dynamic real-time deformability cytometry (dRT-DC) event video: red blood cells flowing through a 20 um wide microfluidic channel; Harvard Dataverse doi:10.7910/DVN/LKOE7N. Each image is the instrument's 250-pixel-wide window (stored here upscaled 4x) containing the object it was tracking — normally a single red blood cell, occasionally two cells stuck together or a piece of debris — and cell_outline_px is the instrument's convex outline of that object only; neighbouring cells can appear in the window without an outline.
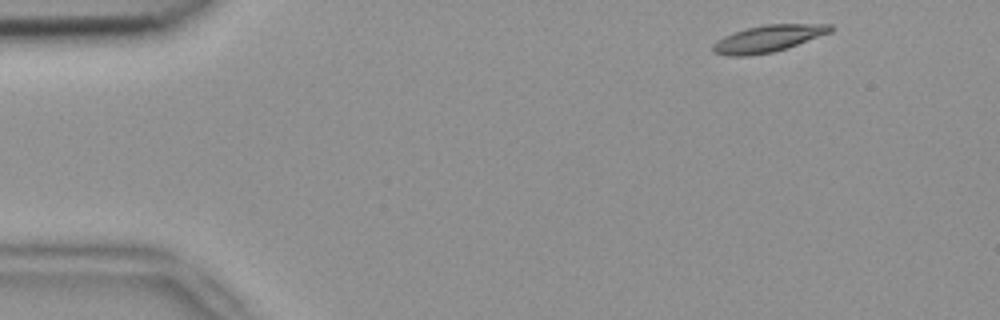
{"species": "common noctule bat (a hibernating species)", "species_latin": "Nyctalus noctula", "temperature_condition": "room temperature", "stored_images_in_passage": 4, "camera_frame_rate_fps": 3000, "um_per_image_px": 0.085, "animal": {"sex": "female", "body_mass_g": 18.4}, "frame": {"image": 1, "passage_image": 1, "time_ms": 0.0, "image_size_px": [1000, 320], "cell_outline_px": [[832, 32], [788, 48], [772, 52], [748, 56], [728, 56], [712, 52], [712, 44], [716, 40], [724, 36], [748, 28], [768, 24], [832, 24]], "centroid_in_image_um": [65.28, 3.29], "position_along_channel_um": 19.7, "area_um2": 18.38}}